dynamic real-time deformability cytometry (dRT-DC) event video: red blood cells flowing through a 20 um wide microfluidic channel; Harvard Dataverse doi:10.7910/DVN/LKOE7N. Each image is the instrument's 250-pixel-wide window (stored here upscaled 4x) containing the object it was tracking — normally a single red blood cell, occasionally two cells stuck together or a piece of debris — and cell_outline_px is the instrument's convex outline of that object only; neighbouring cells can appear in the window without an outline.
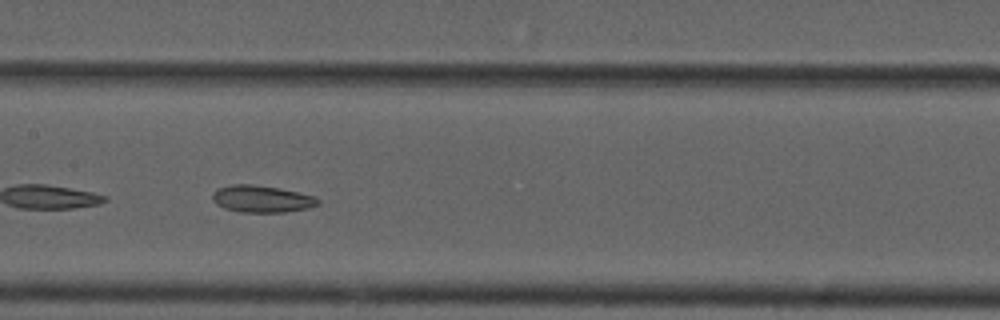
{"species": "common noctule bat (a hibernating species)", "species_latin": "Nyctalus noctula", "temperature_condition": "cold", "stored_images_in_passage": 48, "camera_frame_rate_fps": 3000, "um_per_image_px": 0.085, "animal": {"sex": "male", "forearm_length_mm": 52.5}, "frame": {"image": 1, "passage_image": 21, "time_ms": 6.667, "image_size_px": [1000, 320], "cell_outline_px": [[320, 204], [308, 208], [284, 212], [240, 212], [224, 208], [216, 204], [212, 200], [212, 196], [220, 188], [232, 184], [252, 184], [280, 188], [316, 196], [320, 200]], "centroid_in_image_um": [22.29, 16.91], "position_along_channel_um": 185.1, "area_um2": 16.59}}
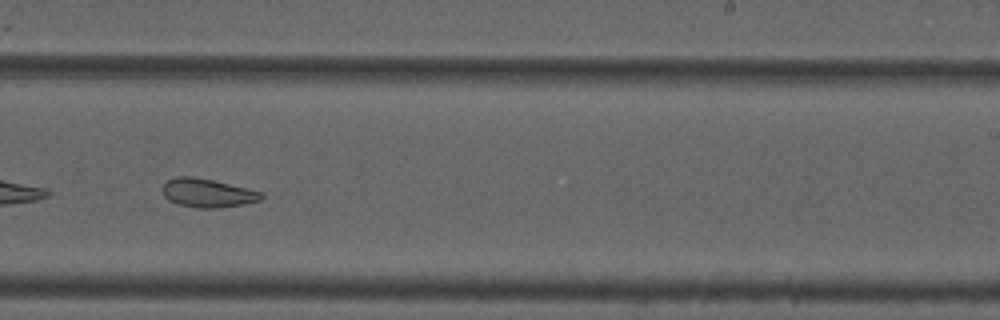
{"frame": {"image": 2, "passage_image": 28, "time_ms": 9.0, "image_size_px": [1000, 320], "cell_outline_px": [[264, 196], [260, 200], [244, 204], [216, 208], [196, 208], [180, 204], [168, 200], [164, 196], [164, 184], [168, 180], [176, 176], [192, 176], [212, 180], [264, 192]], "centroid_in_image_um": [17.66, 16.4], "position_along_channel_um": 271.3, "area_um2": 16.36}, "authors_computed_cell_mechanics": {"area_um2": 19.4208, "velocity_mm_per_s": 3.7119, "shape_relaxation_time_tau1_ms": null, "shape_relaxation_time_tau2_ms": 3.4086, "deformation_change_tau1": null, "deformation_change_tau2": 0.0936}}